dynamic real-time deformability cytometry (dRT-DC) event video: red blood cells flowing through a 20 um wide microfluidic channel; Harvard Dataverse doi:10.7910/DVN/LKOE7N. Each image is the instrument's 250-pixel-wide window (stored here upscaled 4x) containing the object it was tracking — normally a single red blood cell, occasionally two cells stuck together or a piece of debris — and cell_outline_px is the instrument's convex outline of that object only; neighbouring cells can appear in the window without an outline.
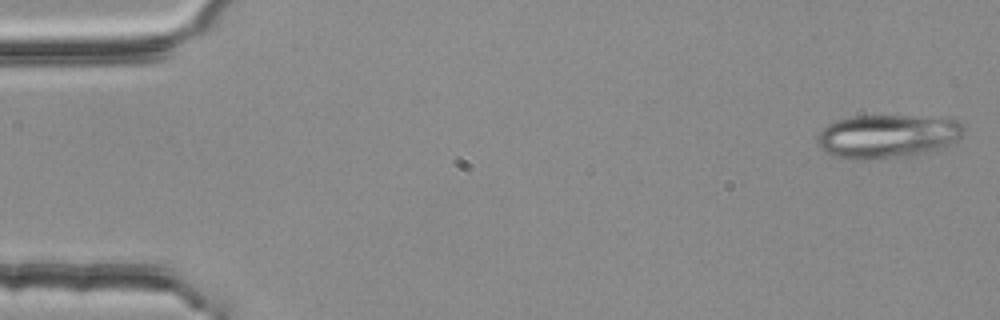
{"species": "common noctule bat (a hibernating species)", "species_latin": "Nyctalus noctula", "temperature_condition": "room temperature", "stored_images_in_passage": 47, "camera_frame_rate_fps": 3000, "um_per_image_px": 0.085, "animal": {"sex": "female", "body_mass_g": 25.1}, "frame": {"image": 1, "passage_image": 1, "time_ms": 0.0, "image_size_px": [1000, 320], "cell_outline_px": [[964, 128], [956, 144], [936, 152], [912, 156], [864, 160], [852, 160], [832, 156], [824, 152], [816, 144], [816, 136], [828, 124], [836, 120], [852, 116], [908, 116], [956, 120]], "centroid_in_image_um": [75.42, 11.63], "position_along_channel_um": 9.6, "area_um2": 37.92}}
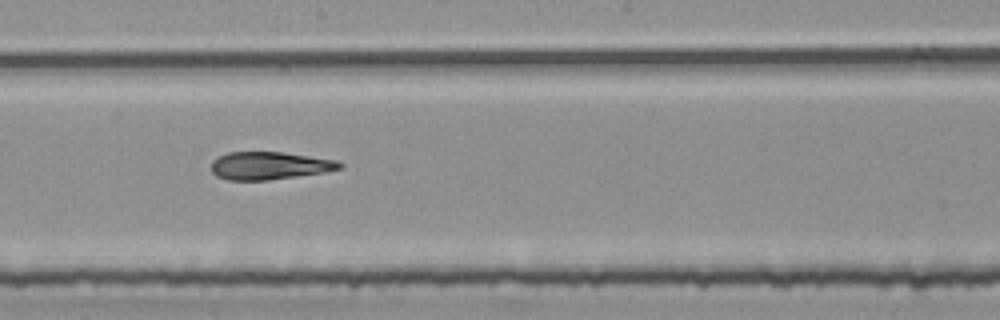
{"frame": {"image": 2, "passage_image": 29, "time_ms": 9.333, "image_size_px": [1000, 320], "cell_outline_px": [[344, 164], [340, 168], [324, 172], [268, 180], [228, 180], [216, 176], [212, 172], [212, 160], [228, 152], [280, 152], [336, 160]], "centroid_in_image_um": [22.87, 14.08], "position_along_channel_um": 225.3, "area_um2": 20.52}}
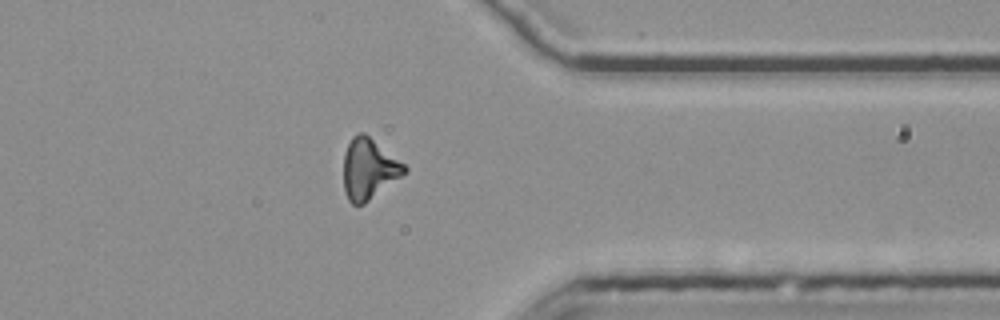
{"frame": {"image": 3, "passage_image": 42, "time_ms": 13.667, "image_size_px": [1000, 320], "cell_outline_px": [[408, 172], [364, 204], [352, 204], [348, 200], [344, 188], [344, 152], [352, 136], [360, 132], [364, 132], [404, 164], [408, 168]], "centroid_in_image_um": [31.35, 14.36], "position_along_channel_um": 380.0, "area_um2": 21.44}}